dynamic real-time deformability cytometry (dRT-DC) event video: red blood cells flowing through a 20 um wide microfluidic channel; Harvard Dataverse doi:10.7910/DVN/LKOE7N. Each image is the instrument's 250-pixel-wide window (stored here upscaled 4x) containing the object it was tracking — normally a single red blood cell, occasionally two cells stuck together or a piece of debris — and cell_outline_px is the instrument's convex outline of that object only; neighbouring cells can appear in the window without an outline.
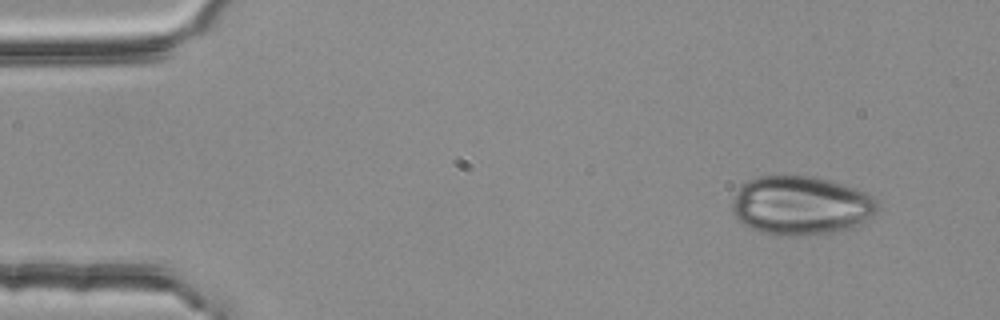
{"species": "common noctule bat (a hibernating species)", "species_latin": "Nyctalus noctula", "temperature_condition": "room temperature", "stored_images_in_passage": 3, "segment_of_instrument_passage": [1, 2], "camera_frame_rate_fps": 3000, "um_per_image_px": 0.085, "animal": {"sex": "female", "body_mass_g": 25.1}, "frame": {"image": 1, "passage_image": 1, "time_ms": 0.0, "image_size_px": [1000, 320], "cell_outline_px": [[880, 208], [864, 224], [852, 228], [828, 232], [792, 236], [776, 236], [760, 232], [744, 224], [732, 216], [732, 204], [736, 192], [748, 180], [760, 176], [812, 176], [828, 180], [864, 192], [872, 196], [876, 200]], "centroid_in_image_um": [68.07, 17.48], "position_along_channel_um": 16.9, "area_um2": 49.88}}